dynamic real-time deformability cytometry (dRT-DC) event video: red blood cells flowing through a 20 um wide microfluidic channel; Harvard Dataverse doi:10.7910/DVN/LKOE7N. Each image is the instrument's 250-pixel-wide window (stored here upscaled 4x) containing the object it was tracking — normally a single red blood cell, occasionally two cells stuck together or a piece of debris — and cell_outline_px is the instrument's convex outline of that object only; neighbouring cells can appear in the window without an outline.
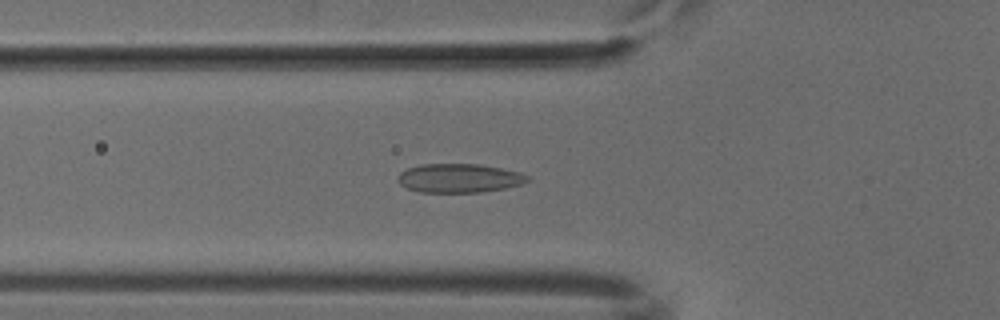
{"species": "common noctule bat (a hibernating species)", "species_latin": "Nyctalus noctula", "temperature_condition": "cold", "stored_images_in_passage": 51, "camera_frame_rate_fps": 3000, "um_per_image_px": 0.085, "animal": {"sex": "male", "body_mass_g": 18.8}, "frame": {"image": 1, "passage_image": 19, "time_ms": 6.0, "image_size_px": [1000, 320], "cell_outline_px": [[532, 180], [520, 184], [504, 188], [484, 192], [420, 192], [408, 188], [400, 184], [396, 180], [396, 176], [400, 172], [408, 168], [420, 164], [480, 164], [520, 172], [528, 176]], "centroid_in_image_um": [39.01, 15.14], "position_along_channel_um": 86.8, "area_um2": 21.91}}
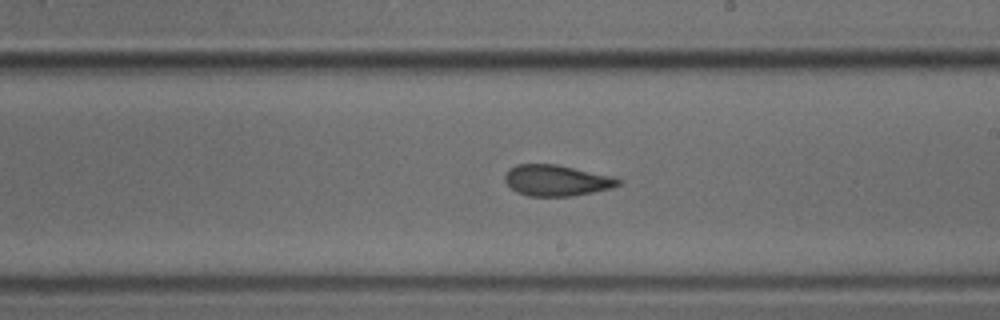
{"frame": {"image": 2, "passage_image": 31, "time_ms": 10.0, "image_size_px": [1000, 320], "cell_outline_px": [[620, 184], [612, 188], [572, 196], [528, 196], [516, 192], [504, 180], [504, 176], [508, 168], [516, 164], [556, 164], [612, 176], [620, 180]], "centroid_in_image_um": [47.27, 15.33], "position_along_channel_um": 241.7, "area_um2": 20.46}}
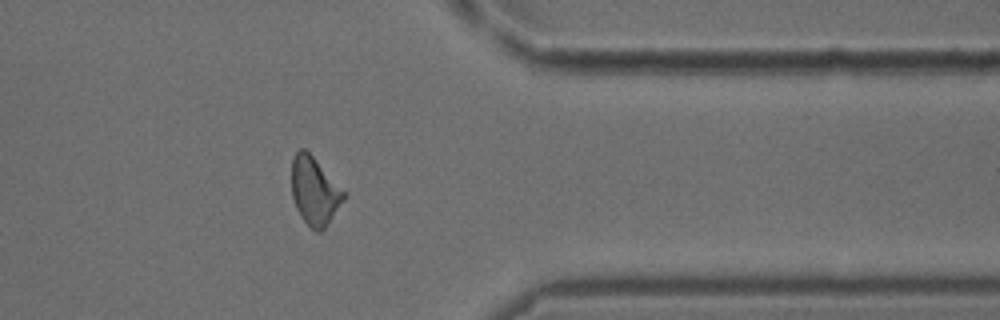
{"frame": {"image": 3, "passage_image": 43, "time_ms": 14.0, "image_size_px": [1000, 320], "cell_outline_px": [[348, 192], [344, 200], [324, 228], [320, 232], [316, 232], [300, 216], [296, 208], [292, 196], [292, 160], [296, 152], [300, 148], [304, 148]], "centroid_in_image_um": [26.76, 16.23], "position_along_channel_um": 384.6, "area_um2": 20.63}}